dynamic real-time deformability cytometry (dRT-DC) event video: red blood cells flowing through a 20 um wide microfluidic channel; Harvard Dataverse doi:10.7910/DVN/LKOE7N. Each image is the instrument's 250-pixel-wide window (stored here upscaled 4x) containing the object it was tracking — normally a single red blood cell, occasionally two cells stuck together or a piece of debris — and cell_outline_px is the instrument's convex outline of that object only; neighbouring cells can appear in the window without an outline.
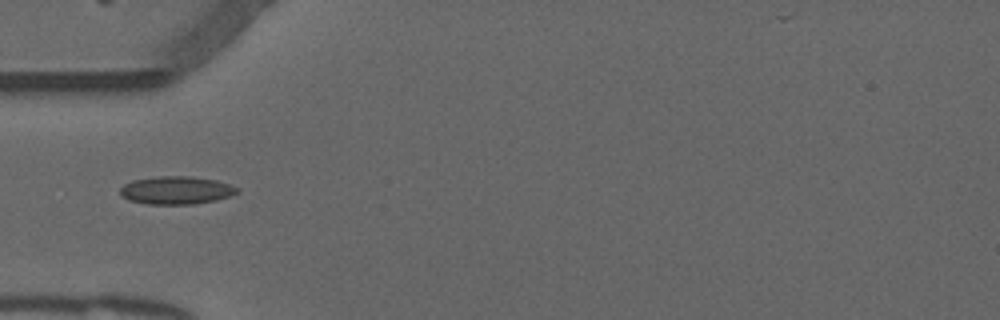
{"species": "common noctule bat (a hibernating species)", "species_latin": "Nyctalus noctula", "temperature_condition": "warm", "stored_images_in_passage": 37, "camera_frame_rate_fps": 3000, "um_per_image_px": 0.085, "animal": {"sex": "male", "forearm_length_mm": 52.5}, "frame": {"image": 1, "passage_image": 1, "time_ms": 0.0, "image_size_px": [1000, 320], "cell_outline_px": [[240, 192], [216, 200], [192, 204], [148, 204], [128, 200], [120, 196], [120, 188], [124, 184], [132, 180], [156, 176], [192, 176], [216, 180], [240, 188]], "centroid_in_image_um": [14.96, 16.16], "position_along_channel_um": 70.0, "area_um2": 19.19}}
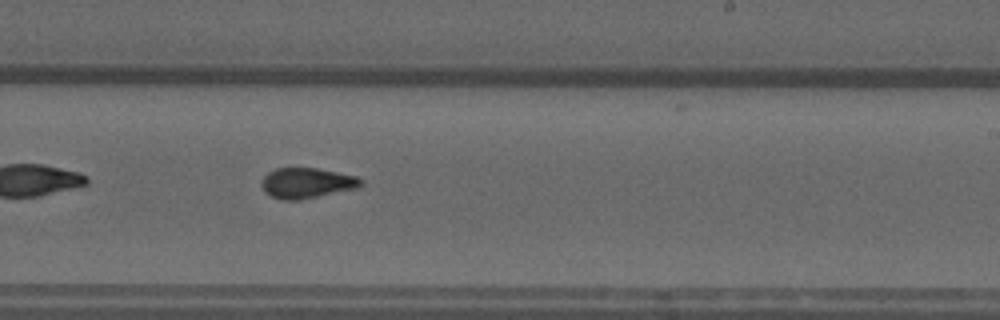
{"frame": {"image": 2, "passage_image": 16, "time_ms": 5.0, "image_size_px": [1000, 320], "cell_outline_px": [[364, 184], [356, 188], [300, 200], [280, 200], [264, 192], [260, 184], [260, 180], [268, 172], [276, 168], [316, 168], [356, 176], [364, 180]], "centroid_in_image_um": [26.04, 15.56], "position_along_channel_um": 263.0, "area_um2": 17.69}}